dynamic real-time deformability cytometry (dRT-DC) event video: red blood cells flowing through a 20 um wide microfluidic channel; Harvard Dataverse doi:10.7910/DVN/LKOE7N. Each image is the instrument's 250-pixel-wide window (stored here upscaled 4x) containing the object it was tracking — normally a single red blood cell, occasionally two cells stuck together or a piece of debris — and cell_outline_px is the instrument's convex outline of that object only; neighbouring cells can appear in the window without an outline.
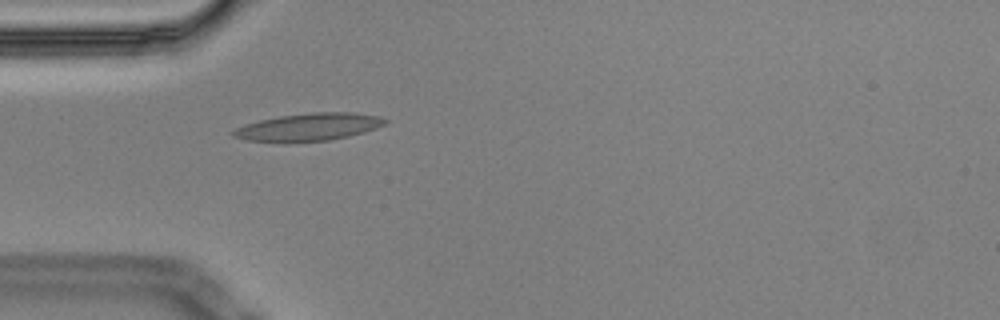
{"species": "Egyptian fruit bat (a non-hibernating species)", "species_latin": "Rousettus aegyptiacus", "temperature_condition": "cold", "stored_images_in_passage": 2, "camera_frame_rate_fps": 3000, "um_per_image_px": 0.085, "animal": {"sex": "male"}, "frame": {"image": 1, "passage_image": 2, "time_ms": 0.333, "image_size_px": [1000, 320], "cell_outline_px": [[388, 120], [384, 124], [376, 128], [364, 132], [348, 136], [328, 140], [288, 144], [284, 144], [244, 140], [232, 136], [228, 132], [244, 124], [260, 120], [280, 116], [312, 112], [356, 112], [380, 116]], "centroid_in_image_um": [26.16, 10.82], "position_along_channel_um": 58.8, "area_um2": 25.09}}